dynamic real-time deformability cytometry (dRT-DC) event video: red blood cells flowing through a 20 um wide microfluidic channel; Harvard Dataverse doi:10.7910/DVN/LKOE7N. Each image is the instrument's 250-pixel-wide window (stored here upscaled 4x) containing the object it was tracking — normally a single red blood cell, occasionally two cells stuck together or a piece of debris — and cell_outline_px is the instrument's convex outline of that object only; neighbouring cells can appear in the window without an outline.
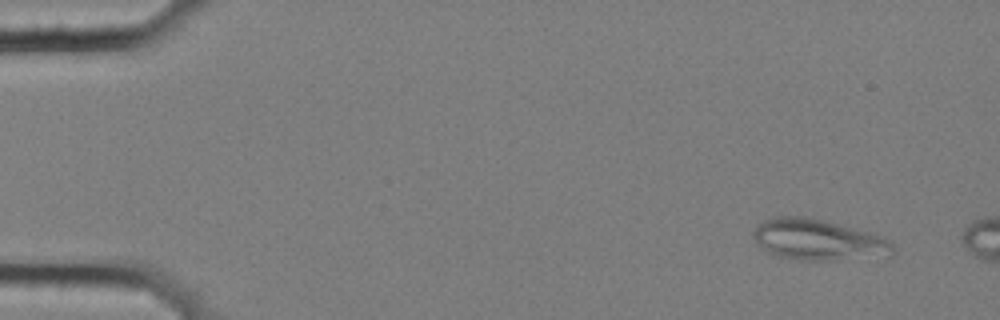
{"species": "common noctule bat (a hibernating species)", "species_latin": "Nyctalus noctula", "temperature_condition": "cold", "stored_images_in_passage": 3, "camera_frame_rate_fps": 3000, "um_per_image_px": 0.085, "animal": {"sex": "female", "body_mass_g": 25.1}, "frame": {"image": 1, "passage_image": 1, "time_ms": 0.0, "image_size_px": [1000, 320], "cell_outline_px": [[896, 252], [892, 256], [828, 260], [800, 260], [776, 256], [768, 252], [752, 236], [752, 232], [764, 220], [776, 216], [808, 216], [824, 220], [868, 232], [880, 236], [888, 240], [892, 244]], "centroid_in_image_um": [69.56, 20.38], "position_along_channel_um": 15.4, "area_um2": 33.18}}